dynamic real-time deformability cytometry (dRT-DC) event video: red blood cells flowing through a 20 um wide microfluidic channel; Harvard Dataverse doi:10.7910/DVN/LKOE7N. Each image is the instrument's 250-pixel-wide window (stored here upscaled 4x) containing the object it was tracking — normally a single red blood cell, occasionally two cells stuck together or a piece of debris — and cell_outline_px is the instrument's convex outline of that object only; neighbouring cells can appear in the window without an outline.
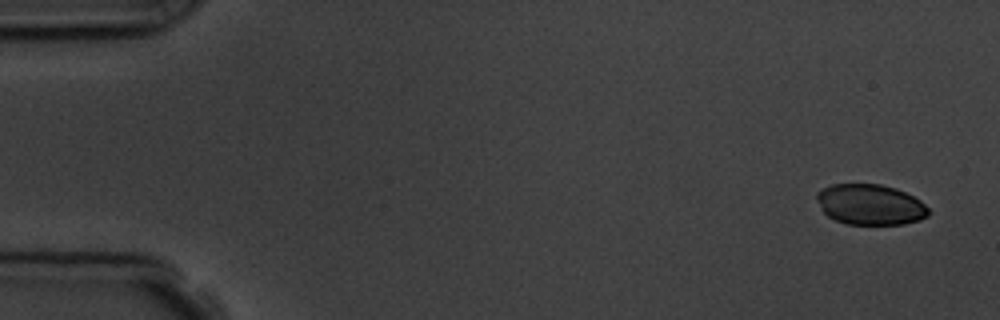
{"species": "common noctule bat (a hibernating species)", "species_latin": "Nyctalus noctula", "temperature_condition": "room temperature", "stored_images_in_passage": 4, "camera_frame_rate_fps": 3000, "um_per_image_px": 0.085, "animal": {"sex": "male", "body_mass_g": 19.5, "forearm_length_mm": 54.6}, "frame": {"image": 1, "passage_image": 1, "time_ms": 0.0, "image_size_px": [1000, 320], "cell_outline_px": [[928, 216], [920, 220], [904, 224], [848, 224], [836, 220], [828, 216], [824, 212], [816, 196], [816, 192], [832, 184], [880, 184], [896, 188], [920, 200], [928, 208]], "centroid_in_image_um": [73.98, 17.39], "position_along_channel_um": 11.0, "area_um2": 26.24}}
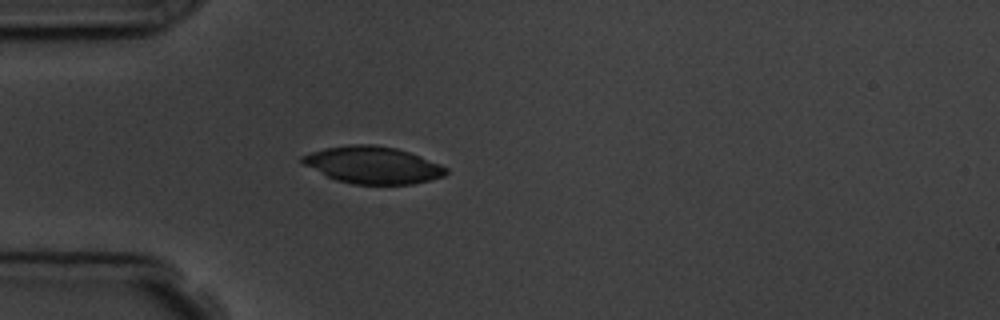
{"frame": {"image": 2, "passage_image": 4, "time_ms": 4.333, "image_size_px": [1000, 320], "cell_outline_px": [[448, 172], [444, 176], [412, 184], [352, 184], [336, 180], [304, 164], [300, 160], [300, 156], [324, 148], [348, 144], [376, 144], [396, 148], [420, 156], [440, 164], [448, 168]], "centroid_in_image_um": [31.7, 14.02], "position_along_channel_um": 53.3, "area_um2": 30.92}}